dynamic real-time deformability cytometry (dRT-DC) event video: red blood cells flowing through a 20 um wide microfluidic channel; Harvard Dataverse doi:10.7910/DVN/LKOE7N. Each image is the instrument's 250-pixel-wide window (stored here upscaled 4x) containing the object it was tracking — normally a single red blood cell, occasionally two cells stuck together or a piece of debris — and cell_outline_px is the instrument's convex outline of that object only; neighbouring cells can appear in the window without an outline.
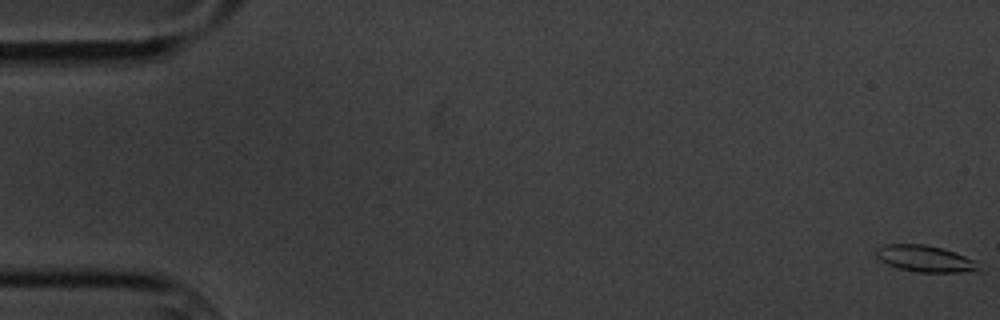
{"species": "common noctule bat (a hibernating species)", "species_latin": "Nyctalus noctula", "temperature_condition": "cold", "stored_images_in_passage": 60, "camera_frame_rate_fps": 3000, "um_per_image_px": 0.085, "animal": {"sex": "male", "body_mass_g": 20.1, "forearm_length_mm": 53.5}, "frame": {"image": 1, "passage_image": 1, "time_ms": 0.0, "image_size_px": [1000, 320], "cell_outline_px": [[984, 272], [920, 272], [900, 268], [888, 264], [880, 260], [876, 256], [876, 248], [884, 244], [924, 244], [944, 248], [956, 252], [976, 260]], "centroid_in_image_um": [78.72, 21.99], "position_along_channel_um": 6.3, "area_um2": 16.13}}
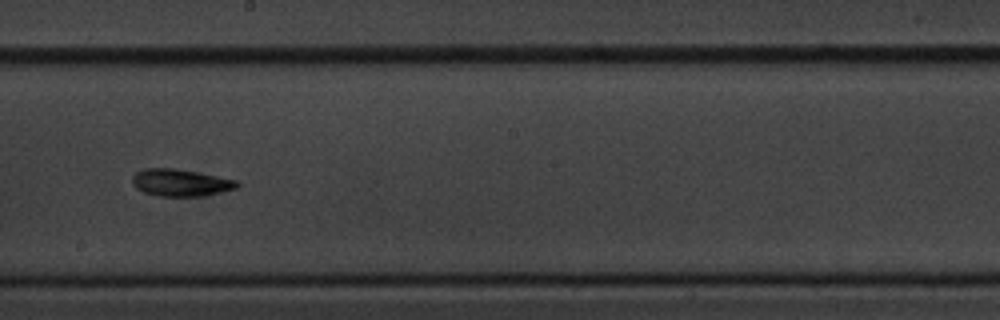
{"frame": {"image": 2, "passage_image": 34, "time_ms": 11.0, "image_size_px": [1000, 320], "cell_outline_px": [[240, 184], [236, 188], [220, 192], [200, 196], [160, 196], [144, 192], [136, 188], [132, 184], [132, 176], [136, 172], [144, 168], [172, 168], [196, 172], [240, 180]], "centroid_in_image_um": [15.35, 15.52], "position_along_channel_um": 232.9, "area_um2": 16.53}}
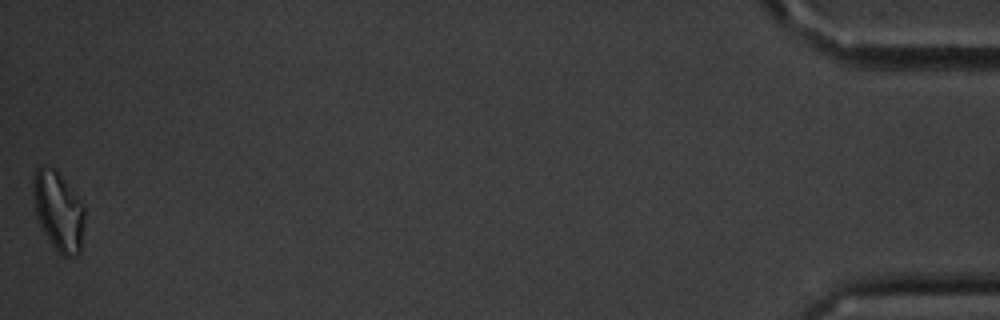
{"frame": {"image": 3, "passage_image": 60, "time_ms": 19.667, "image_size_px": [1000, 320], "cell_outline_px": [[84, 220], [80, 252], [76, 256], [64, 256], [48, 240], [36, 216], [32, 192], [32, 176], [36, 168], [44, 164], [52, 168], [60, 176], [76, 196], [84, 208]], "centroid_in_image_um": [4.92, 17.92], "position_along_channel_um": 430.3, "area_um2": 23.41}, "authors_computed_cell_mechanics": {"area_um2": 16.4152, "velocity_mm_per_s": 3.3699, "shape_relaxation_time_tau1_ms": 5.7043, "shape_relaxation_time_tau2_ms": 7.8738, "deformation_change_tau1": 0.1465, "deformation_change_tau2": 0.1747}}